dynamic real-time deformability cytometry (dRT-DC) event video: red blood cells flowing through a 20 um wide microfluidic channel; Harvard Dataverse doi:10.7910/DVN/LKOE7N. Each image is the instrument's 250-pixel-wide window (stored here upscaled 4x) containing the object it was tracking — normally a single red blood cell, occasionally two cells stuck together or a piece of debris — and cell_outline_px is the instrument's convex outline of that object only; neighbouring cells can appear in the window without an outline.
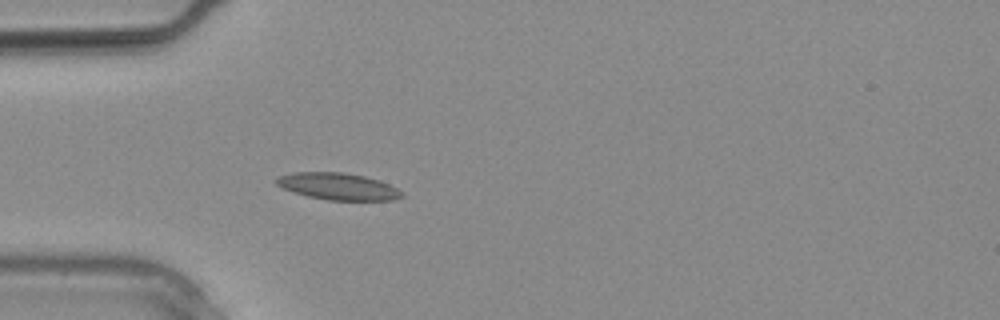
{"species": "common noctule bat (a hibernating species)", "species_latin": "Nyctalus noctula", "temperature_condition": "warm", "stored_images_in_passage": 6, "camera_frame_rate_fps": 3000, "um_per_image_px": 0.085, "animal": {"sex": "male", "body_mass_g": 20.4}, "frame": {"image": 1, "passage_image": 4, "time_ms": 1.0, "image_size_px": [1000, 320], "cell_outline_px": [[404, 196], [392, 200], [328, 200], [308, 196], [284, 188], [276, 184], [276, 180], [280, 176], [292, 172], [344, 172], [364, 176], [380, 180], [404, 192]], "centroid_in_image_um": [28.78, 15.84], "position_along_channel_um": 56.2, "area_um2": 19.48}}
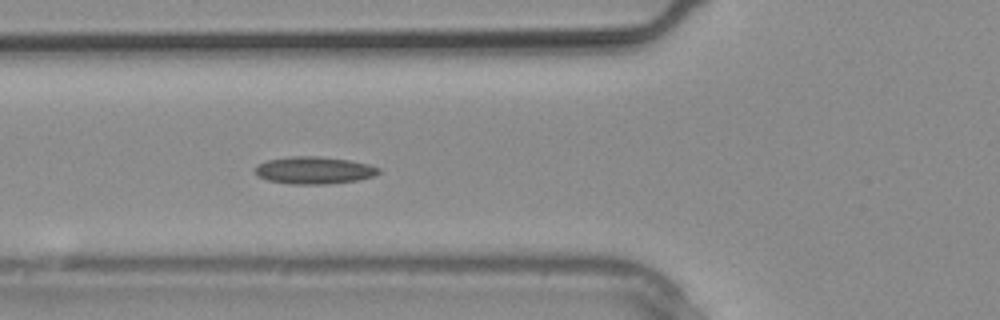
{"frame": {"image": 2, "passage_image": 6, "time_ms": 1.667, "image_size_px": [1000, 320], "cell_outline_px": [[380, 172], [372, 176], [356, 180], [328, 184], [288, 184], [268, 180], [256, 176], [252, 172], [252, 168], [268, 160], [292, 156], [320, 156], [348, 160], [368, 164], [380, 168]], "centroid_in_image_um": [26.63, 14.48], "position_along_channel_um": 99.2, "area_um2": 19.71}}